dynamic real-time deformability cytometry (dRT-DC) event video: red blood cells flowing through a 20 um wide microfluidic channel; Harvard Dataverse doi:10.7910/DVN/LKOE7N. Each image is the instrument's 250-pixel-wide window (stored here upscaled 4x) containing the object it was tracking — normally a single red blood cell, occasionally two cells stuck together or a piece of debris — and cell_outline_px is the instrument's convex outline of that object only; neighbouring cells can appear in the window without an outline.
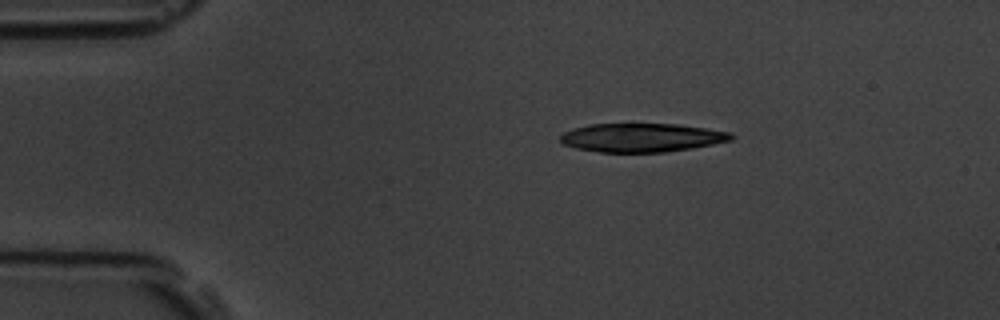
{"species": "common noctule bat (a hibernating species)", "species_latin": "Nyctalus noctula", "temperature_condition": "room temperature", "stored_images_in_passage": 4, "camera_frame_rate_fps": 3000, "um_per_image_px": 0.085, "animal": {"sex": "male", "body_mass_g": 19.5, "forearm_length_mm": 54.6}, "frame": {"image": 1, "passage_image": 1, "time_ms": 0.0, "image_size_px": [1000, 320], "cell_outline_px": [[736, 136], [732, 140], [692, 148], [664, 152], [600, 152], [576, 148], [564, 144], [560, 140], [560, 136], [564, 132], [572, 128], [588, 124], [676, 124], [732, 132]], "centroid_in_image_um": [54.55, 11.69], "position_along_channel_um": 30.4, "area_um2": 28.55}}
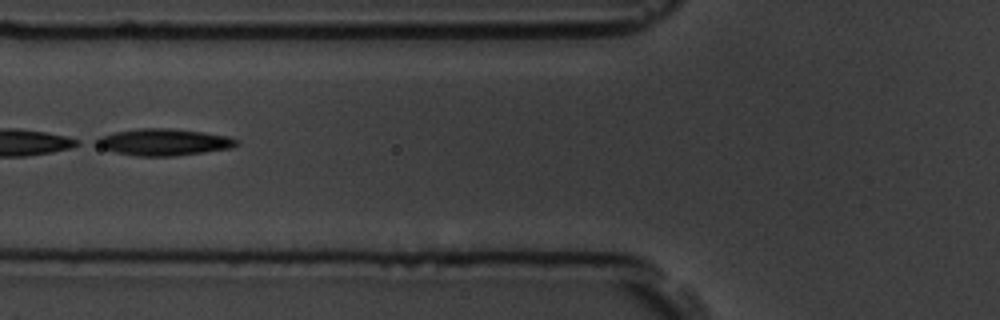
{"frame": {"image": 2, "passage_image": 4, "time_ms": 3.667, "image_size_px": [1000, 320], "cell_outline_px": [[240, 144], [232, 148], [204, 152], [172, 156], [136, 156], [116, 152], [100, 148], [92, 144], [92, 140], [100, 136], [116, 132], [140, 128], [172, 128], [204, 132], [228, 136], [240, 140]], "centroid_in_image_um": [13.9, 12.08], "position_along_channel_um": 111.9, "area_um2": 22.14}}